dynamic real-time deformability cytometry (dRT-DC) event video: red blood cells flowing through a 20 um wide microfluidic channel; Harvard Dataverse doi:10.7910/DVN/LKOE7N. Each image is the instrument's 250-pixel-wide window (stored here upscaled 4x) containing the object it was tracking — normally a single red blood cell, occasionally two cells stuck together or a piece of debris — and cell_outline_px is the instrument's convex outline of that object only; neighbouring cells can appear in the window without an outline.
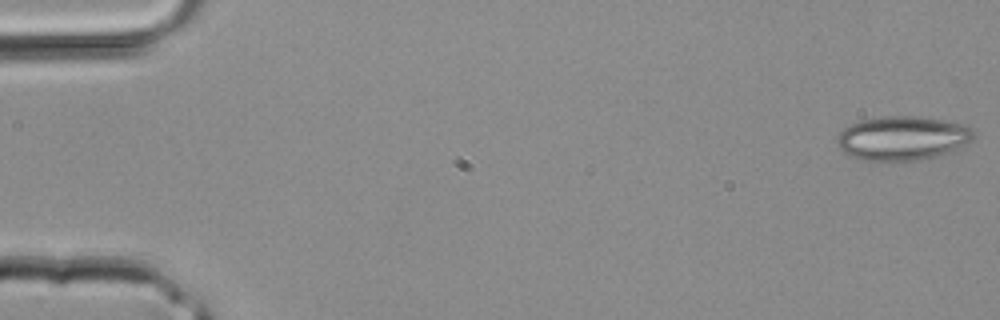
{"species": "common noctule bat (a hibernating species)", "species_latin": "Nyctalus noctula", "temperature_condition": "room temperature", "stored_images_in_passage": 39, "camera_frame_rate_fps": 3000, "um_per_image_px": 0.085, "animal": {"sex": "male", "body_mass_g": 20.4}, "frame": {"image": 1, "passage_image": 1, "time_ms": 0.0, "image_size_px": [1000, 320], "cell_outline_px": [[976, 132], [956, 152], [916, 160], [864, 160], [852, 156], [844, 152], [836, 144], [836, 136], [844, 128], [852, 124], [864, 120], [884, 116], [912, 116], [944, 120], [964, 124], [972, 128]], "centroid_in_image_um": [76.73, 11.74], "position_along_channel_um": 8.3, "area_um2": 34.91}}
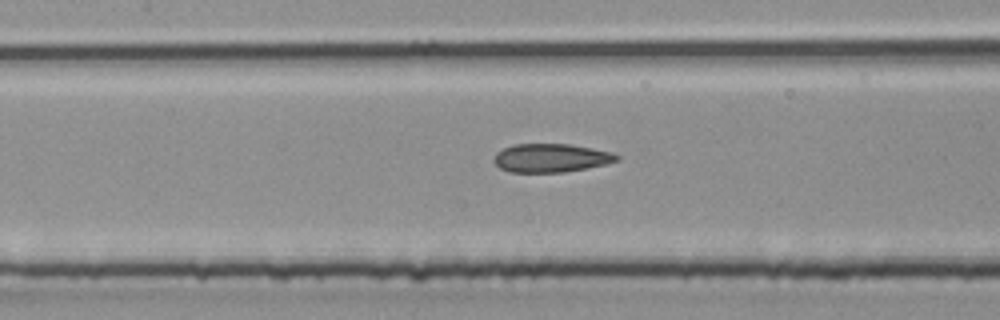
{"frame": {"image": 2, "passage_image": 18, "time_ms": 5.667, "image_size_px": [1000, 320], "cell_outline_px": [[620, 160], [608, 164], [564, 172], [508, 172], [500, 168], [492, 160], [496, 152], [504, 148], [516, 144], [568, 144], [592, 148], [612, 152], [620, 156]], "centroid_in_image_um": [46.85, 13.43], "position_along_channel_um": 160.6, "area_um2": 20.52}}
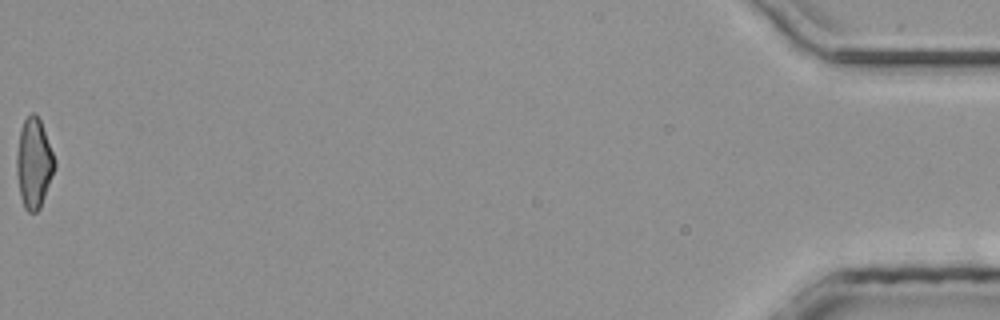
{"frame": {"image": 3, "passage_image": 39, "time_ms": 12.667, "image_size_px": [1000, 320], "cell_outline_px": [[56, 168], [40, 208], [36, 212], [28, 212], [24, 208], [20, 196], [16, 176], [16, 152], [20, 132], [24, 120], [32, 112], [40, 120], [56, 160]], "centroid_in_image_um": [2.88, 13.92], "position_along_channel_um": 432.3, "area_um2": 20.0}}